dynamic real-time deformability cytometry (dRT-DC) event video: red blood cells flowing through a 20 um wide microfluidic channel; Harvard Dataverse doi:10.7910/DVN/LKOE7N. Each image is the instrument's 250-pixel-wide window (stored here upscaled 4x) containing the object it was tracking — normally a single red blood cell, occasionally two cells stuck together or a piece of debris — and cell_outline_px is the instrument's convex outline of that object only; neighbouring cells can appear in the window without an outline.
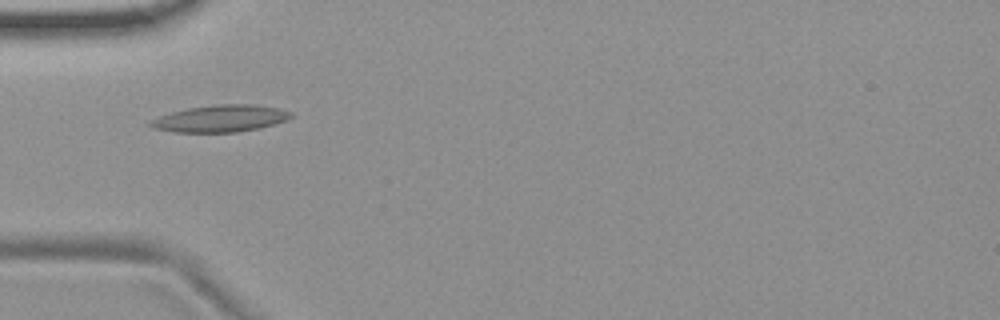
{"species": "common noctule bat (a hibernating species)", "species_latin": "Nyctalus noctula", "temperature_condition": "room temperature", "stored_images_in_passage": 1, "camera_frame_rate_fps": 3000, "um_per_image_px": 0.085, "animal": {"sex": "female", "body_mass_g": 19.9}, "frame": {"image": 1, "passage_image": 1, "time_ms": 0.0, "image_size_px": [1000, 320], "cell_outline_px": [[292, 116], [288, 120], [260, 128], [236, 132], [176, 132], [152, 128], [148, 124], [152, 120], [160, 116], [172, 112], [188, 108], [216, 104], [256, 104], [280, 108], [292, 112]], "centroid_in_image_um": [18.79, 10.07], "position_along_channel_um": 66.2, "area_um2": 22.08}}